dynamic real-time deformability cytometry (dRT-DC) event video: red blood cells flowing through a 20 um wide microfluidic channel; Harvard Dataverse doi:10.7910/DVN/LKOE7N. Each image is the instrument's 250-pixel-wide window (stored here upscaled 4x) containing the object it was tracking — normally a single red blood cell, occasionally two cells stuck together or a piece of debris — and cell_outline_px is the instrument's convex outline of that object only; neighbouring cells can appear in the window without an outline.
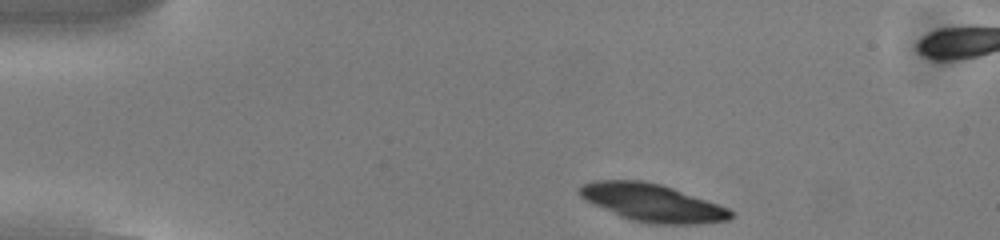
{"species": "common noctule bat (a hibernating species)", "species_latin": "Nyctalus noctula", "temperature_condition": "cold", "stored_images_in_passage": 46, "camera_frame_rate_fps": 3000, "um_per_image_px": 0.085, "animal": {"sex": "male", "body_mass_g": 13.0, "forearm_length_mm": 53.1}, "frame": {"image": 1, "passage_image": 1, "time_ms": 0.0, "image_size_px": [1000, 240], "cell_outline_px": [[732, 216], [728, 220], [696, 224], [648, 224], [632, 220], [620, 216], [592, 204], [584, 200], [576, 192], [584, 184], [596, 180], [644, 180], [660, 184], [672, 188], [728, 208], [732, 212]], "centroid_in_image_um": [55.39, 17.23], "position_along_channel_um": 29.6, "area_um2": 32.95}}
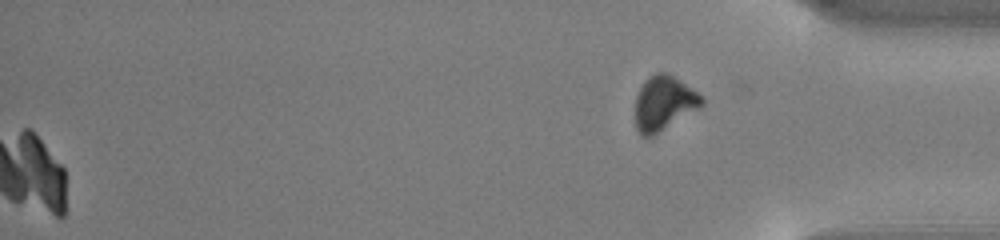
{"frame": {"image": 2, "passage_image": 46, "time_ms": 15.0, "image_size_px": [1000, 240], "cell_outline_px": [[704, 104], [700, 108], [652, 136], [640, 136], [636, 128], [636, 96], [644, 80], [648, 76], [656, 72], [664, 72], [680, 80], [696, 92], [704, 100]], "centroid_in_image_um": [56.41, 8.77], "position_along_channel_um": 378.8, "area_um2": 20.92}}